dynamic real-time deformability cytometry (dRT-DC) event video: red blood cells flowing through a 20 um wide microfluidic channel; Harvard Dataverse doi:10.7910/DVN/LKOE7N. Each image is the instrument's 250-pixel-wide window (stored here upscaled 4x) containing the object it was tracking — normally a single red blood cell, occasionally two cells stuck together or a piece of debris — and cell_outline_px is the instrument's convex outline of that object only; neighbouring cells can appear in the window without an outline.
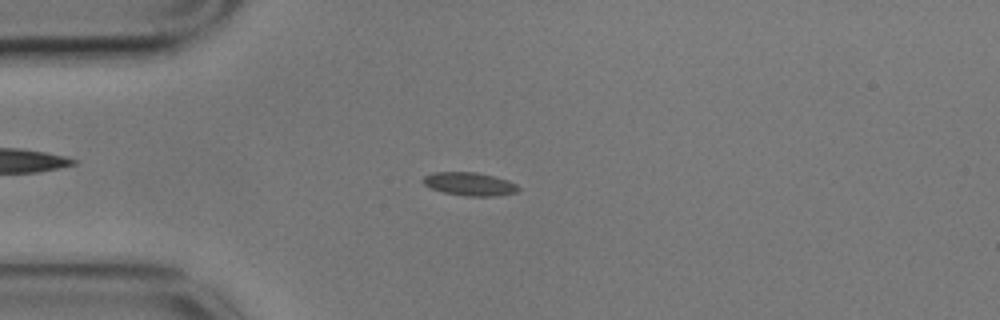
{"species": "common noctule bat (a hibernating species)", "species_latin": "Nyctalus noctula", "temperature_condition": "cold", "stored_images_in_passage": 56, "camera_frame_rate_fps": 3000, "um_per_image_px": 0.085, "animal": {"sex": "male", "body_mass_g": 17.9}, "frame": {"image": 1, "passage_image": 14, "time_ms": 4.333, "image_size_px": [1000, 320], "cell_outline_px": [[520, 188], [516, 192], [496, 196], [464, 196], [444, 192], [432, 188], [424, 184], [420, 180], [424, 176], [432, 172], [476, 172], [508, 180], [516, 184]], "centroid_in_image_um": [39.89, 15.63], "position_along_channel_um": 45.1, "area_um2": 12.89}}
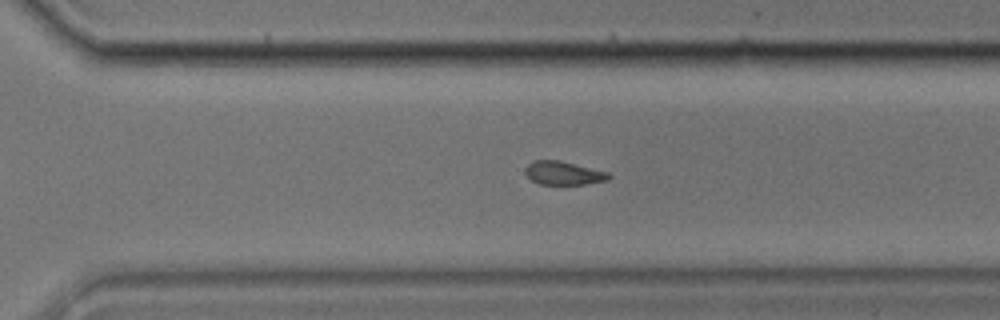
{"frame": {"image": 2, "passage_image": 39, "time_ms": 12.667, "image_size_px": [1000, 320], "cell_outline_px": [[612, 176], [608, 180], [584, 184], [540, 184], [532, 180], [524, 172], [524, 168], [528, 164], [536, 160], [560, 160], [608, 172]], "centroid_in_image_um": [47.9, 14.71], "position_along_channel_um": 322.7, "area_um2": 11.39}}
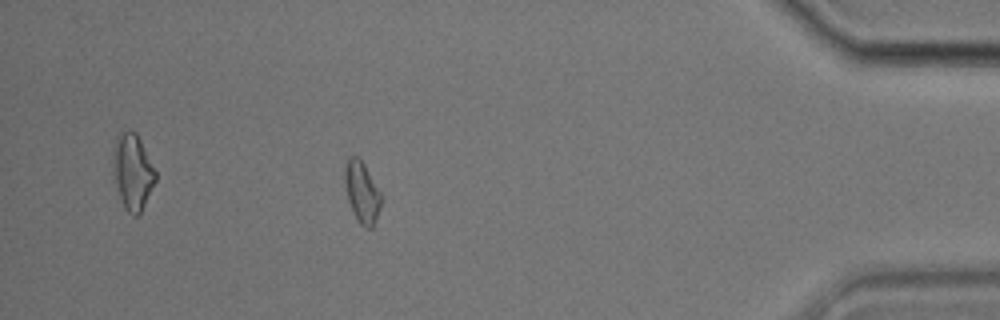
{"frame": {"image": 3, "passage_image": 50, "time_ms": 16.333, "image_size_px": [1000, 320], "cell_outline_px": [[380, 208], [376, 220], [372, 228], [364, 228], [360, 224], [348, 200], [344, 184], [344, 164], [348, 156], [356, 156], [364, 164], [380, 192]], "centroid_in_image_um": [30.73, 16.31], "position_along_channel_um": 404.5, "area_um2": 12.83}, "authors_computed_cell_mechanics": {"area_um2": 12.2536, "velocity_mm_per_s": 3.5212, "shape_relaxation_time_tau1_ms": null, "shape_relaxation_time_tau2_ms": 3.4889, "deformation_change_tau1": null, "deformation_change_tau2": 0.0737}}